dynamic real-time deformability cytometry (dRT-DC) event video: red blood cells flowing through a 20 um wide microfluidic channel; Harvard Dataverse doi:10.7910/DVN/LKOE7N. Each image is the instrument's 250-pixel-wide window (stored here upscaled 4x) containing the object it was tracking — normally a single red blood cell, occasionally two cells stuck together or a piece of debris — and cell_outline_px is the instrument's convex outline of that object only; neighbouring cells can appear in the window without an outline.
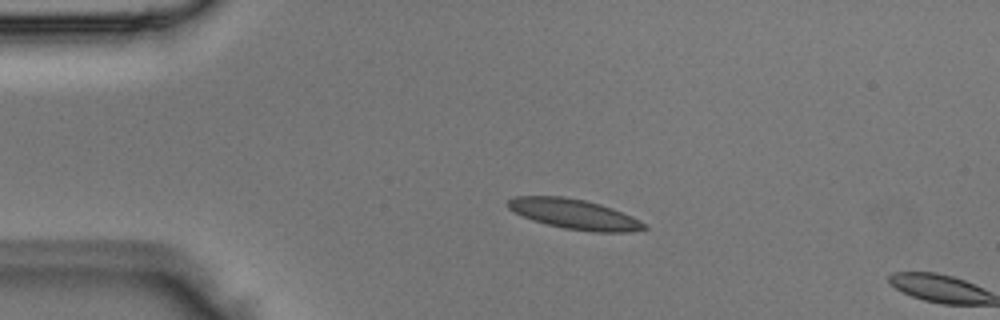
{"species": "Egyptian fruit bat (a non-hibernating species)", "species_latin": "Rousettus aegyptiacus", "temperature_condition": "room temperature", "stored_images_in_passage": 3, "camera_frame_rate_fps": 3000, "um_per_image_px": 0.085, "animal": {"sex": "male"}, "frame": {"image": 1, "passage_image": 2, "time_ms": 0.333, "image_size_px": [1000, 320], "cell_outline_px": [[648, 228], [628, 232], [596, 232], [564, 228], [532, 220], [508, 208], [508, 200], [512, 196], [564, 196], [584, 200], [600, 204], [612, 208], [632, 216], [648, 224]], "centroid_in_image_um": [48.85, 18.2], "position_along_channel_um": 36.2, "area_um2": 23.7}}